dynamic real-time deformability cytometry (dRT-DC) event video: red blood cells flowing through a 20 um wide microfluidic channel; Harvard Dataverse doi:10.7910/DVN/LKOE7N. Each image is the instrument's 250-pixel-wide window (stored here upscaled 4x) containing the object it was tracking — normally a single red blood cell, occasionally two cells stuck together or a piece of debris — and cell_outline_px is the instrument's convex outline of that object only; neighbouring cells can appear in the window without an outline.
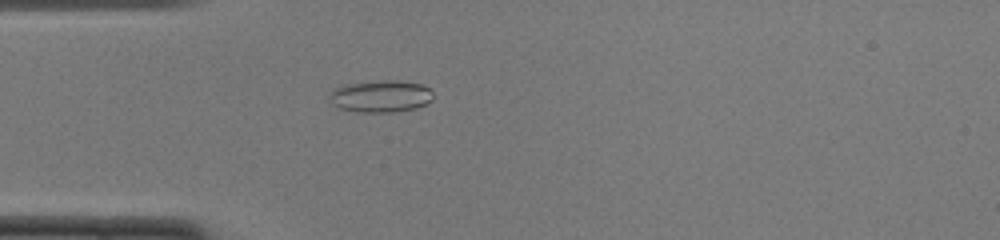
{"species": "common noctule bat (a hibernating species)", "species_latin": "Nyctalus noctula", "temperature_condition": "cold", "stored_images_in_passage": 39, "camera_frame_rate_fps": 3000, "um_per_image_px": 0.085, "animal": {"sex": "female", "body_mass_g": 22.0, "forearm_length_mm": 56.7}, "frame": {"image": 1, "passage_image": 3, "time_ms": 0.667, "image_size_px": [1000, 240], "cell_outline_px": [[432, 100], [416, 108], [392, 112], [356, 112], [340, 108], [332, 104], [328, 96], [332, 88], [344, 84], [384, 80], [396, 80], [420, 84], [428, 88], [432, 92]], "centroid_in_image_um": [32.3, 8.18], "position_along_channel_um": 52.7, "area_um2": 19.42}}
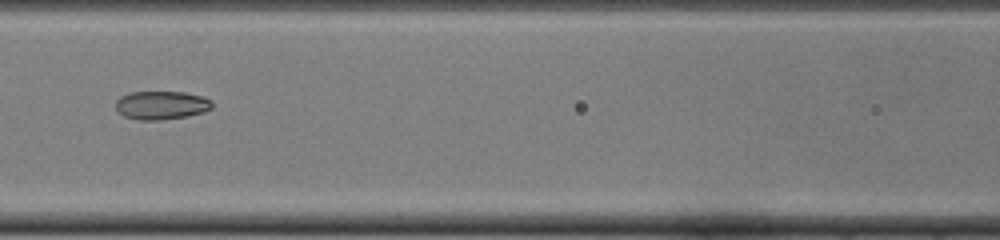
{"frame": {"image": 2, "passage_image": 11, "time_ms": 3.333, "image_size_px": [1000, 240], "cell_outline_px": [[212, 108], [204, 112], [184, 116], [160, 120], [140, 120], [124, 116], [116, 108], [116, 100], [120, 96], [128, 92], [184, 92], [204, 96], [212, 100]], "centroid_in_image_um": [13.73, 8.93], "position_along_channel_um": 152.9, "area_um2": 16.01}}
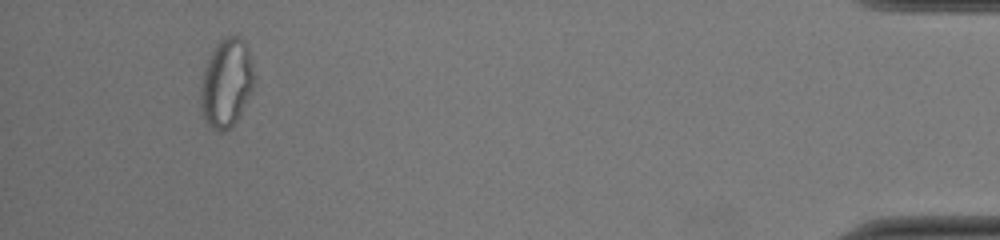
{"frame": {"image": 3, "passage_image": 36, "time_ms": 11.667, "image_size_px": [1000, 240], "cell_outline_px": [[252, 88], [232, 128], [212, 128], [208, 124], [200, 108], [200, 88], [204, 68], [216, 44], [220, 40], [228, 36], [240, 36], [244, 40], [248, 48], [252, 64]], "centroid_in_image_um": [19.22, 7.01], "position_along_channel_um": 416.0, "area_um2": 26.82}}